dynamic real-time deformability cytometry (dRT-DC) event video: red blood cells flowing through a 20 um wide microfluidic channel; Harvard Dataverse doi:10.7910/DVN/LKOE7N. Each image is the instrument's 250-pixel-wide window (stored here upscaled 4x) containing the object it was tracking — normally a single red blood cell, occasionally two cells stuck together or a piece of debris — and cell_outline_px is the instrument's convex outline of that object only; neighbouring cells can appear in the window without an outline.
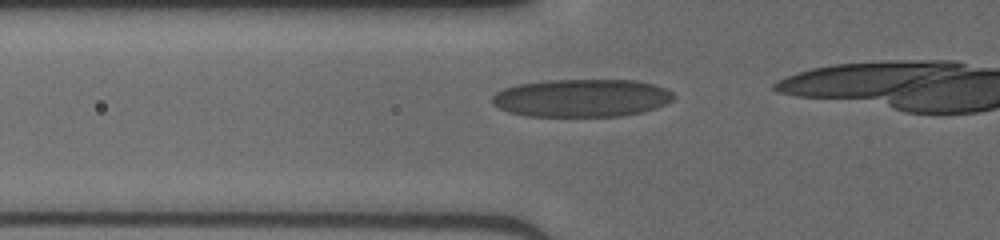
{"species": "human", "species_latin": "Homo sapiens", "temperature_condition": "cold", "stored_images_in_passage": 7, "camera_frame_rate_fps": 3000, "um_per_image_px": 0.085, "donor": {"sex": "male"}, "frame": {"image": 1, "passage_image": 2, "time_ms": 0.333, "image_size_px": [1000, 240], "cell_outline_px": [[676, 96], [672, 100], [656, 108], [640, 112], [620, 116], [528, 116], [508, 112], [492, 104], [492, 96], [496, 92], [504, 88], [516, 84], [548, 80], [636, 80], [652, 84], [664, 88], [672, 92]], "centroid_in_image_um": [49.41, 8.32], "position_along_channel_um": 76.4, "area_um2": 40.06}}
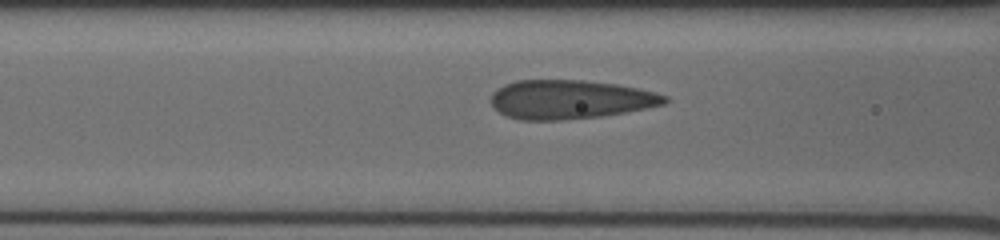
{"frame": {"image": 2, "passage_image": 5, "time_ms": 1.333, "image_size_px": [1000, 240], "cell_outline_px": [[668, 100], [664, 104], [624, 112], [600, 116], [560, 120], [520, 120], [508, 116], [500, 112], [492, 104], [492, 92], [504, 84], [516, 80], [584, 80], [616, 84], [640, 88], [656, 92], [668, 96]], "centroid_in_image_um": [48.46, 8.44], "position_along_channel_um": 118.1, "area_um2": 39.3}}